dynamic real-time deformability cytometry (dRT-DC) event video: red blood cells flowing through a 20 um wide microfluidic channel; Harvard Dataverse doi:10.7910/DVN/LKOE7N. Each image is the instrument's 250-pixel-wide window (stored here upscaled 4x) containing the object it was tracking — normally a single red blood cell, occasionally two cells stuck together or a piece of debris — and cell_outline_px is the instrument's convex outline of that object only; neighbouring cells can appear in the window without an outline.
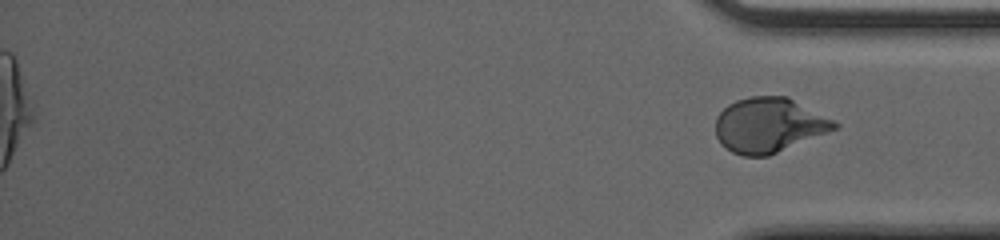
{"species": "human", "species_latin": "Homo sapiens", "temperature_condition": "cold", "stored_images_in_passage": 56, "segment_of_instrument_passage": [2, 2], "camera_frame_rate_fps": 3000, "um_per_image_px": 0.085, "donor": {"sex": "male"}, "frame": {"image": 1, "passage_image": 56, "time_ms": 18.333, "image_size_px": [1000, 240], "cell_outline_px": [[840, 124], [836, 128], [768, 156], [740, 156], [732, 152], [720, 144], [716, 136], [716, 116], [728, 104], [736, 100], [748, 96], [788, 96], [836, 120]], "centroid_in_image_um": [65.34, 10.62], "position_along_channel_um": 369.9, "area_um2": 38.09}}